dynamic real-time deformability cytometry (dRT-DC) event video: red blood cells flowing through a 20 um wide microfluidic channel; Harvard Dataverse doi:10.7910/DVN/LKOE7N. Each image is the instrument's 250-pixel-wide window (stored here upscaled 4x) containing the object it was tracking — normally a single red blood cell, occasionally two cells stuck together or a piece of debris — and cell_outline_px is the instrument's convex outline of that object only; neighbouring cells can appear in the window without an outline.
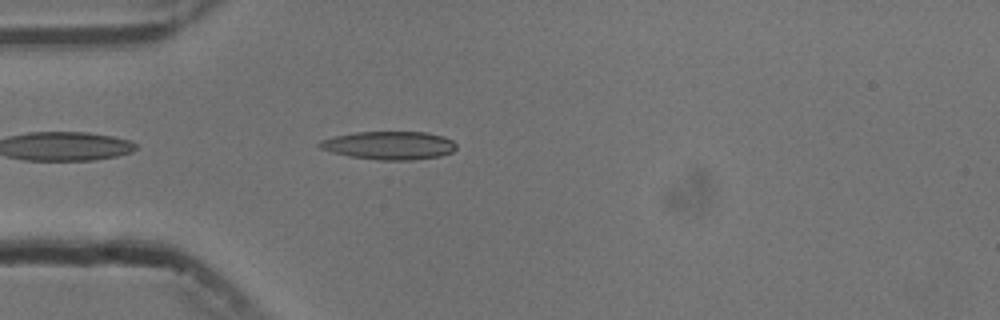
{"species": "common noctule bat (a hibernating species)", "species_latin": "Nyctalus noctula", "temperature_condition": "cold", "stored_images_in_passage": 18, "camera_frame_rate_fps": 3000, "um_per_image_px": 0.085, "animal": {"sex": "male", "body_mass_g": 13.3}, "frame": {"image": 1, "passage_image": 4, "time_ms": 1.0, "image_size_px": [1000, 320], "cell_outline_px": [[456, 148], [452, 152], [440, 156], [412, 160], [380, 160], [348, 156], [332, 152], [320, 148], [316, 144], [320, 140], [336, 136], [356, 132], [428, 132], [444, 136], [452, 140], [456, 144]], "centroid_in_image_um": [33.09, 12.36], "position_along_channel_um": 51.9, "area_um2": 22.54}}
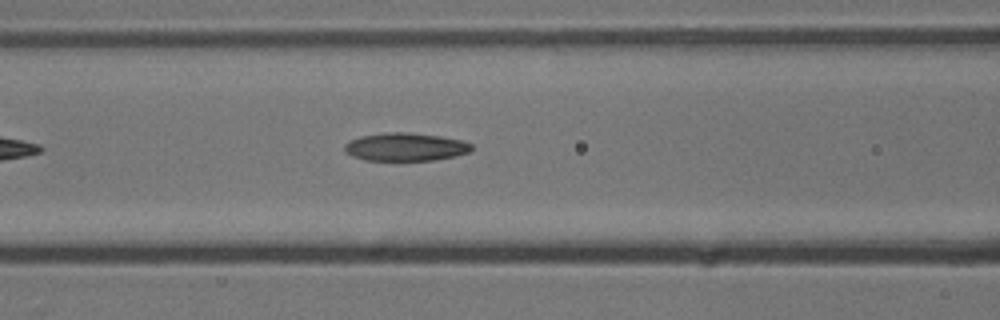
{"frame": {"image": 2, "passage_image": 11, "time_ms": 3.333, "image_size_px": [1000, 320], "cell_outline_px": [[472, 148], [468, 152], [456, 156], [432, 160], [364, 160], [352, 156], [344, 152], [344, 144], [348, 140], [360, 136], [384, 132], [408, 132], [440, 136], [460, 140], [472, 144]], "centroid_in_image_um": [34.4, 12.48], "position_along_channel_um": 132.2, "area_um2": 20.87}}
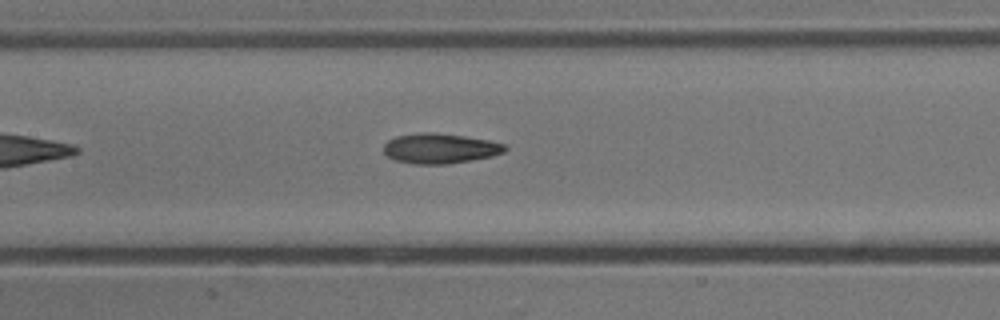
{"frame": {"image": 3, "passage_image": 14, "time_ms": 4.333, "image_size_px": [1000, 320], "cell_outline_px": [[508, 148], [504, 152], [492, 156], [448, 164], [412, 164], [396, 160], [388, 156], [384, 152], [384, 144], [388, 140], [396, 136], [416, 132], [436, 132], [464, 136], [488, 140], [504, 144]], "centroid_in_image_um": [37.38, 12.61], "position_along_channel_um": 170.0, "area_um2": 21.33}}